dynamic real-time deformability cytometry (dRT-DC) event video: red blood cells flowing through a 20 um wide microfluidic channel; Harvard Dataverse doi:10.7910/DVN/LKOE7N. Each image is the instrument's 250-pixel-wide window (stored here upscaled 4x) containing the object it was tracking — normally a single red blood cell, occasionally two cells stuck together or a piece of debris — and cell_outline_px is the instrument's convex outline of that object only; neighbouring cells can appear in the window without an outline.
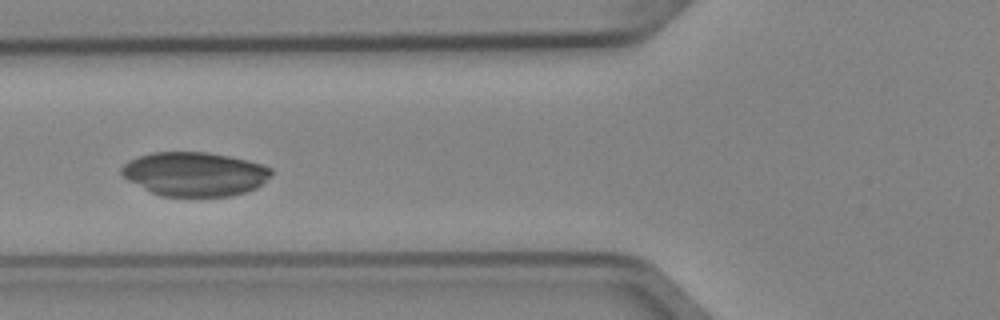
{"species": "Egyptian fruit bat (a non-hibernating species)", "species_latin": "Rousettus aegyptiacus", "temperature_condition": "cold", "stored_images_in_passage": 6, "camera_frame_rate_fps": 3000, "um_per_image_px": 0.085, "animal": {"sex": "female"}, "frame": {"image": 1, "passage_image": 6, "time_ms": 1.667, "image_size_px": [1000, 320], "cell_outline_px": [[272, 176], [256, 188], [232, 196], [160, 196], [128, 180], [120, 172], [120, 168], [128, 160], [140, 156], [156, 152], [204, 152], [228, 156], [260, 164], [272, 168]], "centroid_in_image_um": [16.55, 14.79], "position_along_channel_um": 109.3, "area_um2": 38.15}}